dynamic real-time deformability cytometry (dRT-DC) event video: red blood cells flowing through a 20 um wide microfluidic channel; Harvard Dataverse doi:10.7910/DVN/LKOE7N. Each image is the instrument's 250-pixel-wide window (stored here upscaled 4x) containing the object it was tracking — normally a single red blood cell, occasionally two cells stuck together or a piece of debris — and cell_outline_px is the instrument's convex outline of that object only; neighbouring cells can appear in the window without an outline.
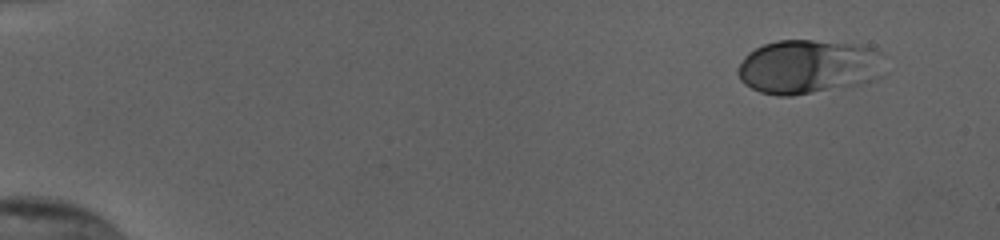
{"species": "human", "species_latin": "Homo sapiens", "temperature_condition": "cold", "stored_images_in_passage": 44, "camera_frame_rate_fps": 3000, "um_per_image_px": 0.085, "donor": {"sex": "female"}, "frame": {"image": 1, "passage_image": 1, "time_ms": 0.0, "image_size_px": [1000, 240], "cell_outline_px": [[884, 76], [876, 80], [848, 88], [792, 96], [776, 96], [760, 92], [744, 84], [740, 80], [736, 72], [736, 68], [744, 56], [748, 52], [764, 44], [776, 40], [812, 40], [860, 44], [876, 48], [884, 56]], "centroid_in_image_um": [68.78, 5.69], "position_along_channel_um": 16.2, "area_um2": 47.8}}
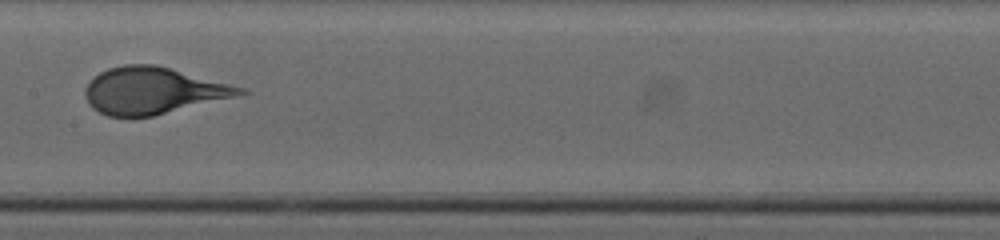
{"frame": {"image": 2, "passage_image": 26, "time_ms": 8.333, "image_size_px": [1000, 240], "cell_outline_px": [[252, 92], [152, 116], [108, 116], [92, 108], [88, 104], [84, 96], [84, 88], [100, 72], [108, 68], [124, 64], [156, 64], [244, 88]], "centroid_in_image_um": [12.97, 7.69], "position_along_channel_um": 194.4, "area_um2": 41.67}}
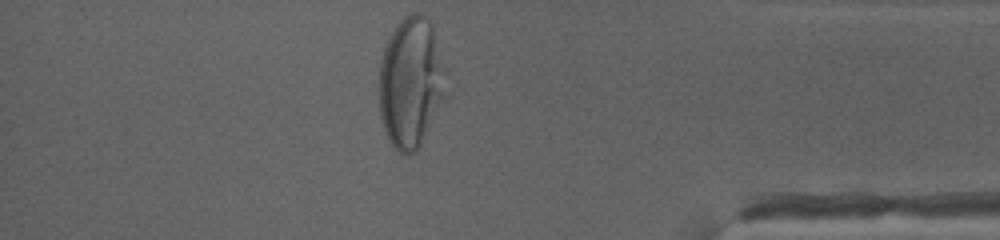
{"frame": {"image": 3, "passage_image": 44, "time_ms": 14.333, "image_size_px": [1000, 240], "cell_outline_px": [[444, 96], [416, 152], [408, 156], [400, 152], [392, 144], [384, 128], [380, 116], [380, 60], [384, 48], [396, 24], [404, 16], [412, 12], [420, 12], [428, 16], [432, 24], [440, 68]], "centroid_in_image_um": [34.84, 7.0], "position_along_channel_um": 400.4, "area_um2": 49.07}, "authors_computed_cell_mechanics": {"area_um2": 42.1651, "velocity_mm_per_s": 3.837, "shape_relaxation_time_tau1_ms": 4.2281, "shape_relaxation_time_tau2_ms": null, "deformation_change_tau1": 0.1946, "deformation_change_tau2": null}}